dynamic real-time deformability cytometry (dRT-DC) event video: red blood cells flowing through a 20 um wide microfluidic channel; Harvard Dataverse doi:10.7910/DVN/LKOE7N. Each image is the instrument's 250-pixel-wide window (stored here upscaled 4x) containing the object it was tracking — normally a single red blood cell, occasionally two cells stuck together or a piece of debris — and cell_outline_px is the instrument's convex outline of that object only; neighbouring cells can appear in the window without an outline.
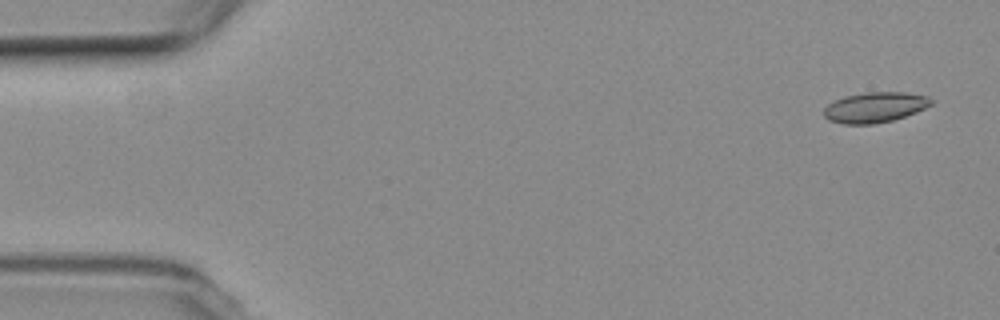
{"species": "common noctule bat (a hibernating species)", "species_latin": "Nyctalus noctula", "temperature_condition": "room temperature", "stored_images_in_passage": 6, "segment_of_instrument_passage": [1, 2], "camera_frame_rate_fps": 3000, "um_per_image_px": 0.085, "animal": {"sex": "female", "body_mass_g": 19.3, "forearm_length_mm": 54.1}, "frame": {"image": 1, "passage_image": 1, "time_ms": 0.0, "image_size_px": [1000, 320], "cell_outline_px": [[932, 104], [916, 112], [892, 120], [872, 124], [844, 124], [828, 120], [824, 116], [824, 108], [828, 104], [844, 96], [864, 92], [904, 92], [928, 96], [932, 100]], "centroid_in_image_um": [74.35, 9.11], "position_along_channel_um": 10.7, "area_um2": 18.9}}